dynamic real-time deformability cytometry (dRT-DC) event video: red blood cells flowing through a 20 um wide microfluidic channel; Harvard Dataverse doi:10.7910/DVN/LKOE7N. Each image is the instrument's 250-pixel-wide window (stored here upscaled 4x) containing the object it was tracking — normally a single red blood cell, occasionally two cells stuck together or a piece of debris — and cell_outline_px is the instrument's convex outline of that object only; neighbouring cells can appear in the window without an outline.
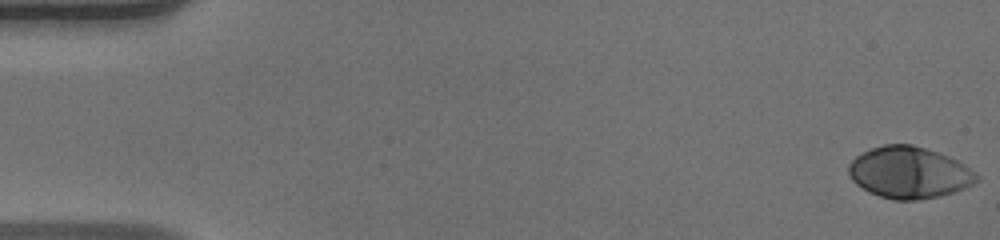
{"species": "human", "species_latin": "Homo sapiens", "temperature_condition": "warm", "stored_images_in_passage": 49, "camera_frame_rate_fps": 3000, "um_per_image_px": 0.085, "donor": {"sex": "male"}, "frame": {"image": 1, "passage_image": 1, "time_ms": 0.0, "image_size_px": [1000, 240], "cell_outline_px": [[980, 180], [956, 192], [940, 196], [916, 200], [892, 200], [868, 192], [856, 184], [852, 180], [848, 172], [848, 164], [856, 156], [872, 148], [884, 144], [912, 144], [948, 156], [964, 164], [980, 176]], "centroid_in_image_um": [77.28, 14.68], "position_along_channel_um": 7.7, "area_um2": 38.55}}
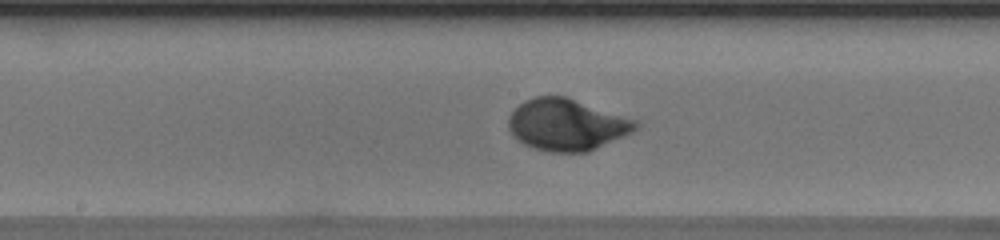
{"frame": {"image": 2, "passage_image": 26, "time_ms": 8.333, "image_size_px": [1000, 240], "cell_outline_px": [[640, 124], [632, 132], [588, 152], [548, 152], [532, 148], [524, 144], [508, 128], [508, 116], [524, 100], [536, 96], [564, 96], [636, 120]], "centroid_in_image_um": [48.15, 10.61], "position_along_channel_um": 200.0, "area_um2": 37.86}}
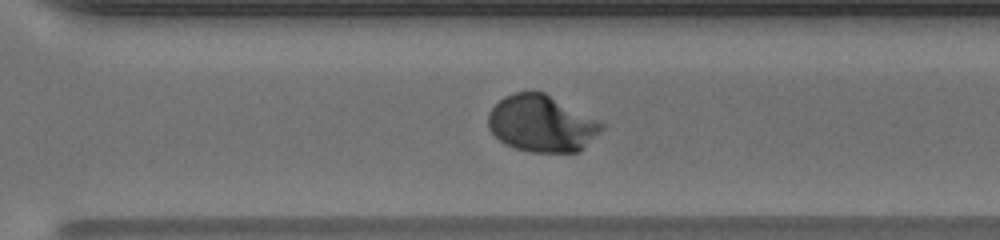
{"frame": {"image": 3, "passage_image": 35, "time_ms": 11.333, "image_size_px": [1000, 240], "cell_outline_px": [[604, 128], [580, 152], [528, 152], [504, 144], [488, 128], [488, 112], [504, 96], [516, 92], [544, 92], [600, 120], [604, 124]], "centroid_in_image_um": [46.06, 10.51], "position_along_channel_um": 324.5, "area_um2": 37.57}, "authors_computed_cell_mechanics": {"area_um2": 37.281, "velocity_mm_per_s": 4.1699, "shape_relaxation_time_tau1_ms": 2.8102, "shape_relaxation_time_tau2_ms": null, "deformation_change_tau1": 0.2057, "deformation_change_tau2": null}}